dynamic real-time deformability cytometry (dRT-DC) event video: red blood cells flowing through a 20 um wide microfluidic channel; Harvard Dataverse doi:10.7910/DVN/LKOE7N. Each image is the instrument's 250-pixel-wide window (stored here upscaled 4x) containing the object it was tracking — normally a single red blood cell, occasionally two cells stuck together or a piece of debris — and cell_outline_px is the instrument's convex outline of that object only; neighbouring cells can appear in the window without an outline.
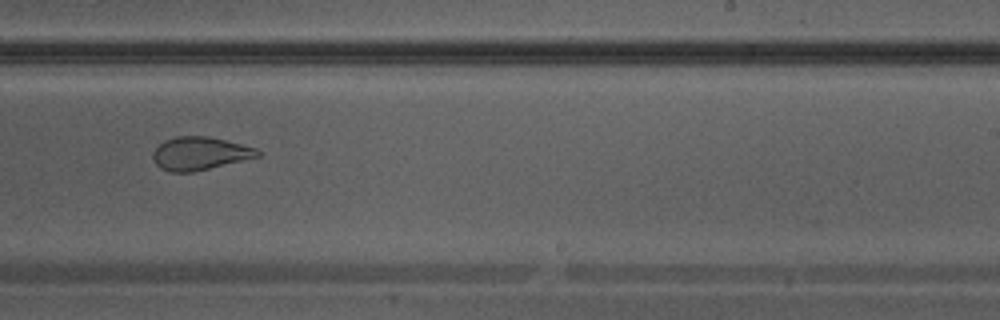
{"species": "Egyptian fruit bat (a non-hibernating species)", "species_latin": "Rousettus aegyptiacus", "temperature_condition": "warm", "stored_images_in_passage": 37, "camera_frame_rate_fps": 3000, "um_per_image_px": 0.085, "animal": {"sex": "male"}, "frame": {"image": 1, "passage_image": 26, "time_ms": 8.333, "image_size_px": [1000, 320], "cell_outline_px": [[260, 156], [192, 172], [168, 172], [160, 168], [156, 164], [152, 156], [152, 152], [164, 140], [176, 136], [208, 136], [256, 148], [260, 152]], "centroid_in_image_um": [16.94, 13.04], "position_along_channel_um": 272.1, "area_um2": 20.0}}